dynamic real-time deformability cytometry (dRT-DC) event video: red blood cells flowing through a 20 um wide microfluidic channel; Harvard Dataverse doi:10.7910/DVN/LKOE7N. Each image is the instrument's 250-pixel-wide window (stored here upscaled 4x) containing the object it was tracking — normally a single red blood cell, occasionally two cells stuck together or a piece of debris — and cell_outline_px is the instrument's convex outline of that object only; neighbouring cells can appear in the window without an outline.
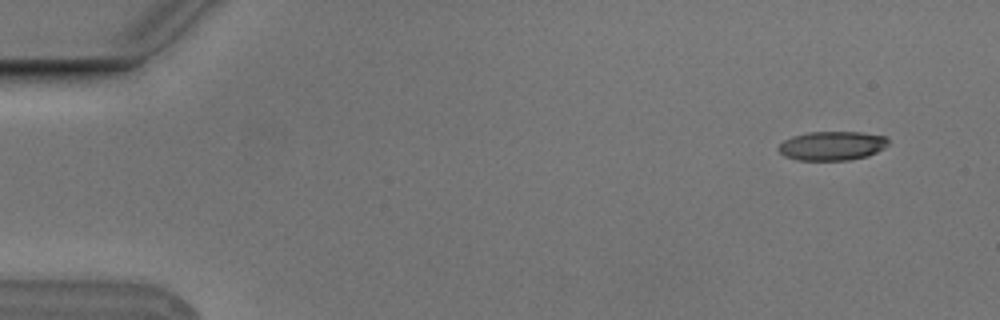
{"species": "Egyptian fruit bat (a non-hibernating species)", "species_latin": "Rousettus aegyptiacus", "temperature_condition": "cold", "stored_images_in_passage": 6, "camera_frame_rate_fps": 3000, "um_per_image_px": 0.085, "animal": {"sex": "male"}, "frame": {"image": 1, "passage_image": 2, "time_ms": 0.333, "image_size_px": [1000, 320], "cell_outline_px": [[888, 144], [884, 148], [868, 156], [848, 160], [796, 160], [784, 156], [776, 148], [784, 140], [792, 136], [808, 132], [860, 132], [888, 136]], "centroid_in_image_um": [70.72, 12.39], "position_along_channel_um": 14.3, "area_um2": 18.73}}
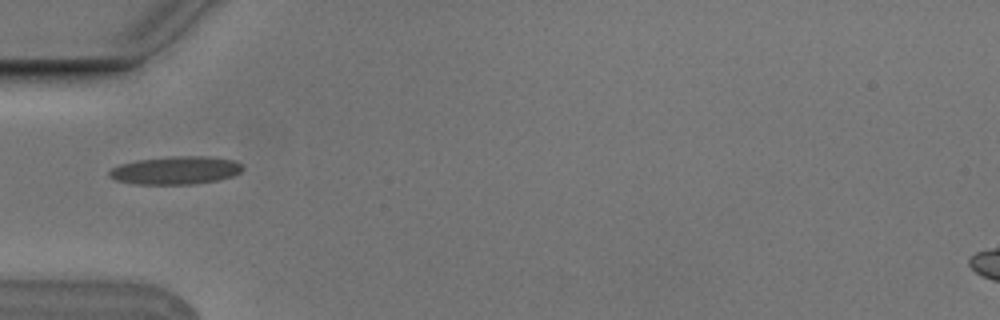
{"frame": {"image": 2, "passage_image": 6, "time_ms": 1.667, "image_size_px": [1000, 320], "cell_outline_px": [[244, 168], [240, 172], [232, 176], [216, 180], [192, 184], [132, 184], [116, 180], [108, 176], [108, 172], [112, 168], [120, 164], [136, 160], [172, 156], [208, 156], [232, 160], [240, 164]], "centroid_in_image_um": [14.89, 14.47], "position_along_channel_um": 70.1, "area_um2": 21.73}}